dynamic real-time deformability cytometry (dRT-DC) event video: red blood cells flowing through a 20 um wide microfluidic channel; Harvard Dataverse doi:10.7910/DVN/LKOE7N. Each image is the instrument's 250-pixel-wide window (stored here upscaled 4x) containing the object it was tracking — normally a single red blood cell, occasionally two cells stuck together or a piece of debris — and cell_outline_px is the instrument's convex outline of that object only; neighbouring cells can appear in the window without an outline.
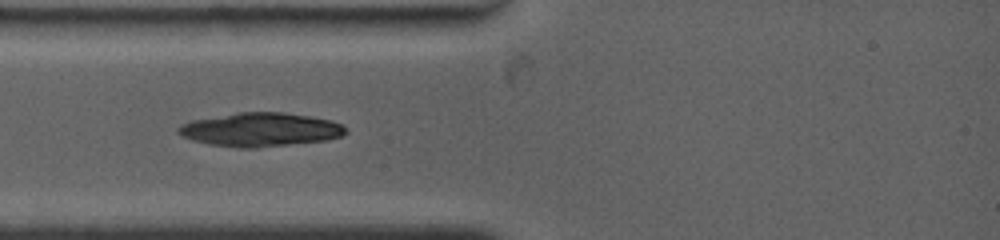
{"species": "common noctule bat (a hibernating species)", "species_latin": "Nyctalus noctula", "temperature_condition": "warm", "stored_images_in_passage": 22, "camera_frame_rate_fps": 4500, "um_per_image_px": 0.085, "animal": {"sex": "female", "body_mass_g": 19.0, "forearm_length_mm": 53.3}, "frame": {"image": 1, "passage_image": 1, "time_ms": 0.0, "image_size_px": [1000, 240], "cell_outline_px": [[348, 132], [340, 136], [324, 140], [252, 148], [240, 148], [208, 144], [192, 140], [176, 132], [176, 128], [180, 124], [192, 120], [240, 112], [284, 112], [332, 120], [340, 124]], "centroid_in_image_um": [22.08, 11.01], "position_along_channel_um": 62.9, "area_um2": 32.6}}
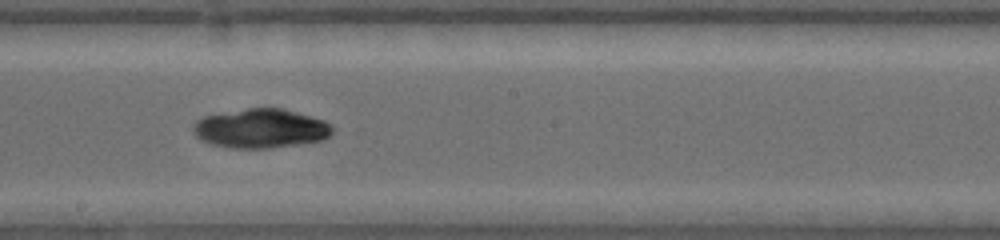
{"frame": {"image": 2, "passage_image": 10, "time_ms": 4.222, "image_size_px": [1000, 240], "cell_outline_px": [[332, 136], [324, 140], [272, 148], [232, 148], [208, 144], [200, 140], [196, 136], [192, 128], [192, 124], [196, 120], [204, 116], [248, 108], [284, 108], [324, 120], [332, 128]], "centroid_in_image_um": [22.15, 10.93], "position_along_channel_um": 226.1, "area_um2": 32.02}}
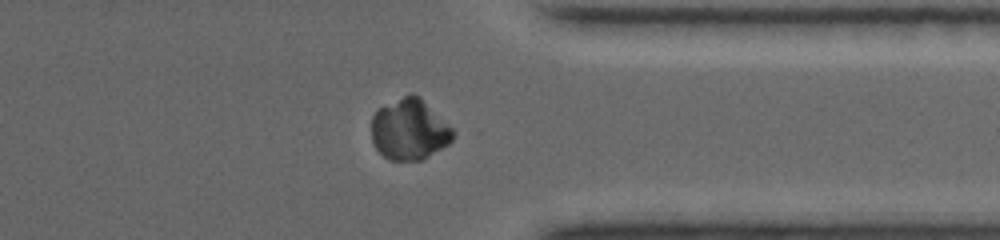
{"frame": {"image": 3, "passage_image": 19, "time_ms": 8.222, "image_size_px": [1000, 240], "cell_outline_px": [[456, 136], [448, 144], [428, 156], [420, 160], [388, 160], [376, 148], [372, 140], [372, 116], [376, 108], [412, 92], [420, 96], [456, 132]], "centroid_in_image_um": [34.79, 10.99], "position_along_channel_um": 376.6, "area_um2": 29.07}}